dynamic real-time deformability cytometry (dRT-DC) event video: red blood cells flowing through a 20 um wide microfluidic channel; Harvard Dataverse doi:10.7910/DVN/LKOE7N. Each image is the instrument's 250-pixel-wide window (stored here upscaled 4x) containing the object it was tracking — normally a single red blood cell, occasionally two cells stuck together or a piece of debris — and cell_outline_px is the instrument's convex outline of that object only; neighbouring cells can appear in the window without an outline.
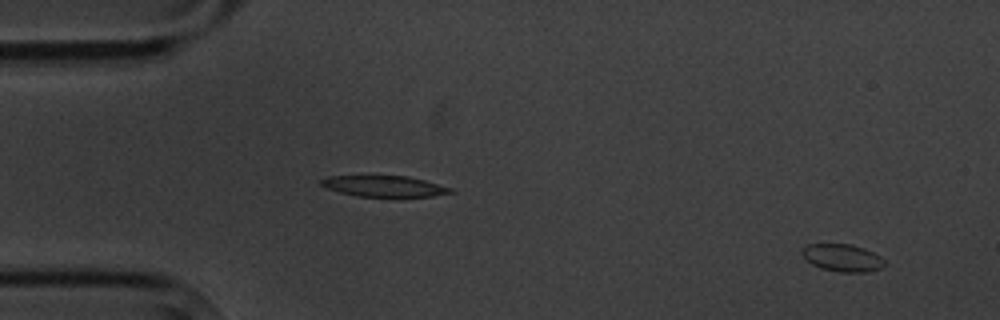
{"species": "common noctule bat (a hibernating species)", "species_latin": "Nyctalus noctula", "temperature_condition": "cold", "stored_images_in_passage": 4, "camera_frame_rate_fps": 3000, "um_per_image_px": 0.085, "animal": {"sex": "male", "body_mass_g": 20.1, "forearm_length_mm": 53.5}, "frame": {"image": 1, "passage_image": 4, "time_ms": 4.333, "image_size_px": [1000, 320], "cell_outline_px": [[888, 264], [880, 268], [864, 272], [840, 272], [820, 268], [812, 264], [800, 252], [808, 244], [852, 244], [864, 248], [880, 256]], "centroid_in_image_um": [71.63, 21.91], "position_along_channel_um": 13.4, "area_um2": 13.12}}